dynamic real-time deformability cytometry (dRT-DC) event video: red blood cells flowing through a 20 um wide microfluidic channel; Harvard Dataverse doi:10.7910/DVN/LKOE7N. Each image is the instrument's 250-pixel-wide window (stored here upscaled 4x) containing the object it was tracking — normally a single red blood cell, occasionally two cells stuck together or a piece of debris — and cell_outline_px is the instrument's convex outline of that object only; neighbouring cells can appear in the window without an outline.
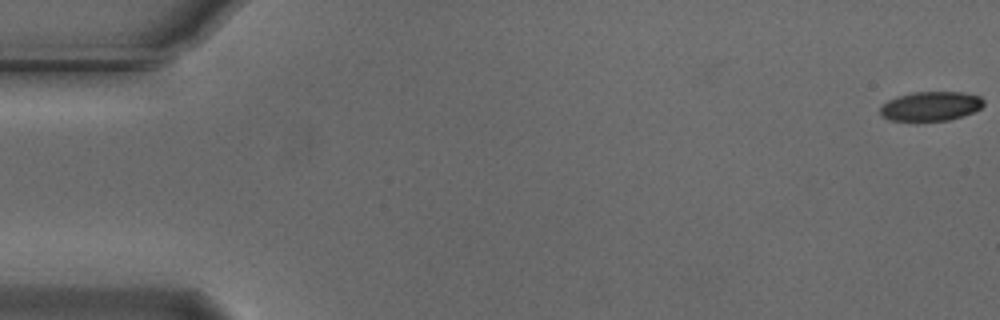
{"species": "Egyptian fruit bat (a non-hibernating species)", "species_latin": "Rousettus aegyptiacus", "temperature_condition": "cold", "stored_images_in_passage": 52, "camera_frame_rate_fps": 3000, "um_per_image_px": 0.085, "animal": {"sex": "male"}, "frame": {"image": 1, "passage_image": 1, "time_ms": 0.0, "image_size_px": [1000, 320], "cell_outline_px": [[984, 104], [980, 108], [972, 112], [948, 120], [916, 124], [888, 120], [880, 112], [880, 108], [888, 100], [896, 96], [912, 92], [964, 92], [980, 96], [984, 100]], "centroid_in_image_um": [79.07, 9.06], "position_along_channel_um": 5.9, "area_um2": 18.32}}
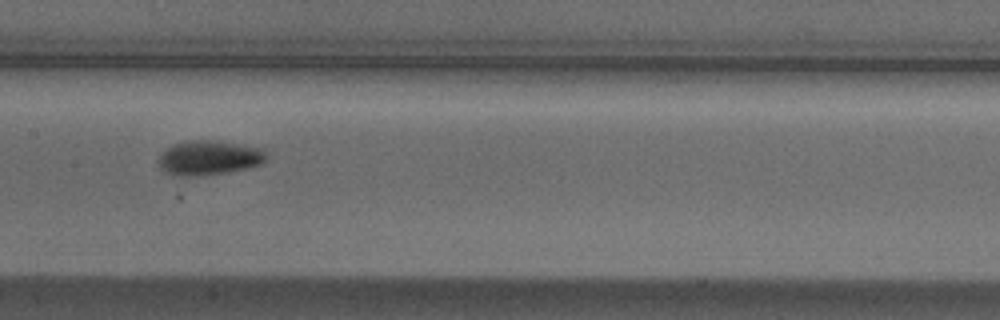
{"frame": {"image": 2, "passage_image": 28, "time_ms": 9.0, "image_size_px": [1000, 320], "cell_outline_px": [[268, 156], [260, 164], [228, 172], [192, 176], [180, 176], [168, 172], [160, 168], [160, 156], [172, 144], [188, 140], [208, 140], [236, 144], [260, 148]], "centroid_in_image_um": [17.75, 13.41], "position_along_channel_um": 189.7, "area_um2": 21.04}}
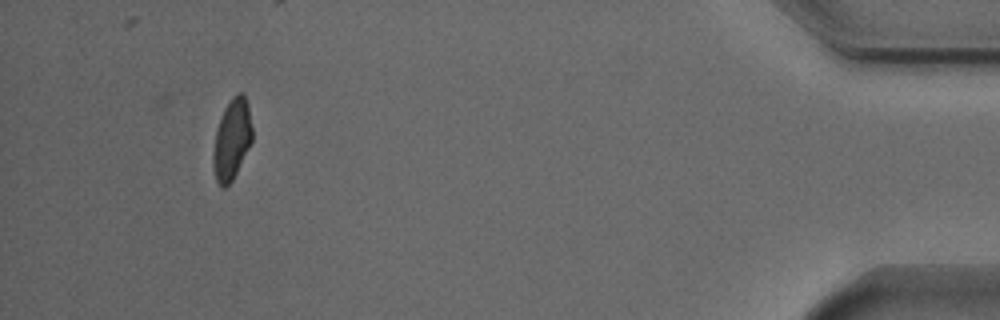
{"frame": {"image": 3, "passage_image": 52, "time_ms": 17.0, "image_size_px": [1000, 320], "cell_outline_px": [[252, 140], [232, 180], [224, 188], [220, 188], [216, 180], [212, 164], [212, 152], [216, 128], [224, 108], [232, 96], [236, 92], [244, 92], [248, 104], [252, 128]], "centroid_in_image_um": [19.68, 11.82], "position_along_channel_um": 415.5, "area_um2": 18.5}, "authors_computed_cell_mechanics": {"area_um2": 19.652, "velocity_mm_per_s": 3.7203, "shape_relaxation_time_tau1_ms": 2.568, "shape_relaxation_time_tau2_ms": 2.8054, "deformation_change_tau1": 0.106, "deformation_change_tau2": 0.0629}}